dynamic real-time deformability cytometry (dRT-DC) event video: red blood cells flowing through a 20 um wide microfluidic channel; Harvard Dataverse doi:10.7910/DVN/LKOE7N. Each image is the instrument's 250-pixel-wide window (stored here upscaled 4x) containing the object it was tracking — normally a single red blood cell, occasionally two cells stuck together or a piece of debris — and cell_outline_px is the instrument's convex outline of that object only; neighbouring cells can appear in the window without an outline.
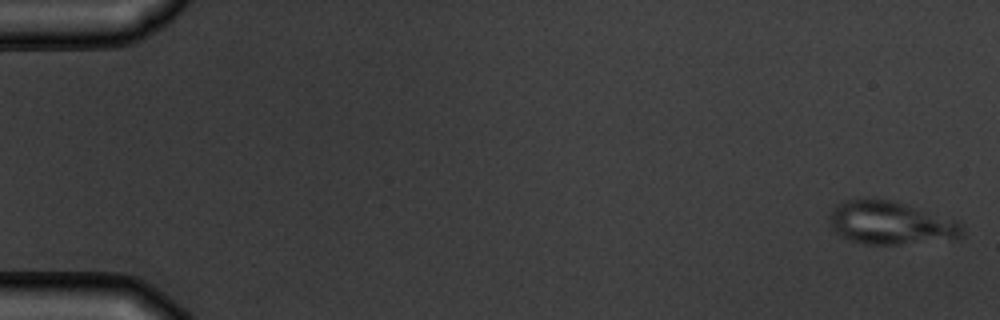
{"species": "common noctule bat (a hibernating species)", "species_latin": "Nyctalus noctula", "temperature_condition": "warm", "stored_images_in_passage": 5, "camera_frame_rate_fps": 3000, "um_per_image_px": 0.085, "animal": {"sex": "male", "body_mass_g": 19.5, "forearm_length_mm": 54.6}, "frame": {"image": 1, "passage_image": 1, "time_ms": 0.0, "image_size_px": [1000, 320], "cell_outline_px": [[964, 236], [900, 244], [864, 244], [848, 240], [840, 236], [832, 228], [828, 216], [844, 200], [896, 200], [960, 220], [964, 224]], "centroid_in_image_um": [75.76, 18.94], "position_along_channel_um": 9.2, "area_um2": 33.29}}